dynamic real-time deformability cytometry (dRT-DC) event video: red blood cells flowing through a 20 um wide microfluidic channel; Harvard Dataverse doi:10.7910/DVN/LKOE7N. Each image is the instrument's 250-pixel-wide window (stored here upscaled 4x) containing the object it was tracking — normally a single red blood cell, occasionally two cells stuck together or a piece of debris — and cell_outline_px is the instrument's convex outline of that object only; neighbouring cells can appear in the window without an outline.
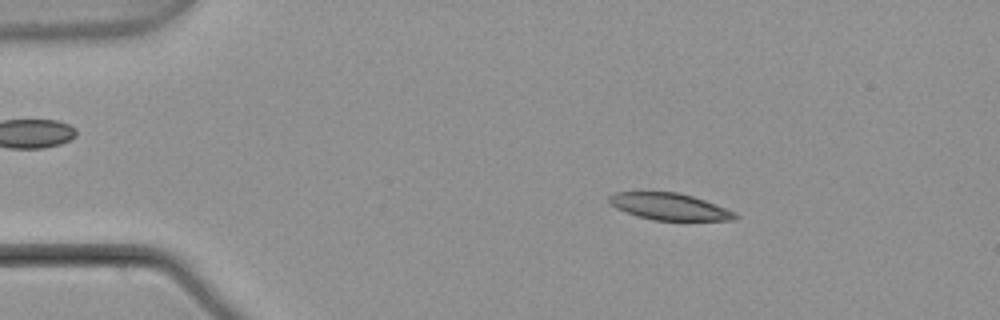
{"species": "common noctule bat (a hibernating species)", "species_latin": "Nyctalus noctula", "temperature_condition": "warm", "stored_images_in_passage": 3, "camera_frame_rate_fps": 3000, "um_per_image_px": 0.085, "animal": {"sex": "male", "body_mass_g": 21.5, "forearm_length_mm": 52.0}, "frame": {"image": 1, "passage_image": 1, "time_ms": 0.0, "image_size_px": [1000, 320], "cell_outline_px": [[740, 216], [736, 220], [652, 220], [616, 208], [608, 204], [608, 196], [616, 192], [676, 192], [692, 196], [704, 200], [736, 212]], "centroid_in_image_um": [56.91, 17.56], "position_along_channel_um": 28.1, "area_um2": 19.54}}